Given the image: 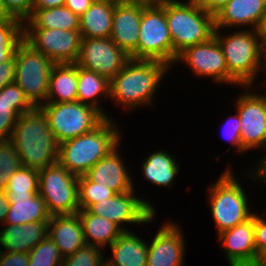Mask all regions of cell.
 Instances as JSON below:
<instances>
[{"mask_svg":"<svg viewBox=\"0 0 266 266\" xmlns=\"http://www.w3.org/2000/svg\"><path fill=\"white\" fill-rule=\"evenodd\" d=\"M171 68L161 61L131 58L109 81V99L128 111L150 106L160 82Z\"/></svg>","mask_w":266,"mask_h":266,"instance_id":"obj_1","label":"cell"},{"mask_svg":"<svg viewBox=\"0 0 266 266\" xmlns=\"http://www.w3.org/2000/svg\"><path fill=\"white\" fill-rule=\"evenodd\" d=\"M10 141L24 167L40 170L58 161L59 143L40 107L19 115Z\"/></svg>","mask_w":266,"mask_h":266,"instance_id":"obj_2","label":"cell"},{"mask_svg":"<svg viewBox=\"0 0 266 266\" xmlns=\"http://www.w3.org/2000/svg\"><path fill=\"white\" fill-rule=\"evenodd\" d=\"M114 118H106L93 131L63 141L58 146V163L76 176L85 175L98 161L120 145Z\"/></svg>","mask_w":266,"mask_h":266,"instance_id":"obj_3","label":"cell"},{"mask_svg":"<svg viewBox=\"0 0 266 266\" xmlns=\"http://www.w3.org/2000/svg\"><path fill=\"white\" fill-rule=\"evenodd\" d=\"M165 17L173 44V64L185 48L207 42L214 36L215 16L196 0H168Z\"/></svg>","mask_w":266,"mask_h":266,"instance_id":"obj_4","label":"cell"},{"mask_svg":"<svg viewBox=\"0 0 266 266\" xmlns=\"http://www.w3.org/2000/svg\"><path fill=\"white\" fill-rule=\"evenodd\" d=\"M214 37L222 48L229 72V84L255 86L262 68L263 46L255 29H244L222 36L215 28Z\"/></svg>","mask_w":266,"mask_h":266,"instance_id":"obj_5","label":"cell"},{"mask_svg":"<svg viewBox=\"0 0 266 266\" xmlns=\"http://www.w3.org/2000/svg\"><path fill=\"white\" fill-rule=\"evenodd\" d=\"M233 173L231 168H227L207 189L210 213L217 234L243 223L254 214L250 212L248 196L242 184Z\"/></svg>","mask_w":266,"mask_h":266,"instance_id":"obj_6","label":"cell"},{"mask_svg":"<svg viewBox=\"0 0 266 266\" xmlns=\"http://www.w3.org/2000/svg\"><path fill=\"white\" fill-rule=\"evenodd\" d=\"M14 60L15 83L34 107H41L46 103L50 73L55 63L24 39L16 47Z\"/></svg>","mask_w":266,"mask_h":266,"instance_id":"obj_7","label":"cell"},{"mask_svg":"<svg viewBox=\"0 0 266 266\" xmlns=\"http://www.w3.org/2000/svg\"><path fill=\"white\" fill-rule=\"evenodd\" d=\"M46 114L56 141L76 138L93 131L106 117L93 106L74 102H46L40 107Z\"/></svg>","mask_w":266,"mask_h":266,"instance_id":"obj_8","label":"cell"},{"mask_svg":"<svg viewBox=\"0 0 266 266\" xmlns=\"http://www.w3.org/2000/svg\"><path fill=\"white\" fill-rule=\"evenodd\" d=\"M136 59L173 64V44L165 17V3L146 5L142 10Z\"/></svg>","mask_w":266,"mask_h":266,"instance_id":"obj_9","label":"cell"},{"mask_svg":"<svg viewBox=\"0 0 266 266\" xmlns=\"http://www.w3.org/2000/svg\"><path fill=\"white\" fill-rule=\"evenodd\" d=\"M39 194L48 213L75 214L79 209L78 179L58 162L38 170Z\"/></svg>","mask_w":266,"mask_h":266,"instance_id":"obj_10","label":"cell"},{"mask_svg":"<svg viewBox=\"0 0 266 266\" xmlns=\"http://www.w3.org/2000/svg\"><path fill=\"white\" fill-rule=\"evenodd\" d=\"M237 98L235 110L240 118V139L242 148L247 152L258 148L265 152L262 159L254 167L262 168L266 164V93L250 92L251 86ZM263 149L265 151H263Z\"/></svg>","mask_w":266,"mask_h":266,"instance_id":"obj_11","label":"cell"},{"mask_svg":"<svg viewBox=\"0 0 266 266\" xmlns=\"http://www.w3.org/2000/svg\"><path fill=\"white\" fill-rule=\"evenodd\" d=\"M134 192L136 191L131 190L115 194L109 199L92 204L87 210L91 214L114 222L123 231H127L123 226L124 223L129 225L151 223L157 215L154 204L135 196Z\"/></svg>","mask_w":266,"mask_h":266,"instance_id":"obj_12","label":"cell"},{"mask_svg":"<svg viewBox=\"0 0 266 266\" xmlns=\"http://www.w3.org/2000/svg\"><path fill=\"white\" fill-rule=\"evenodd\" d=\"M23 39L55 64L76 63L82 36L80 31L23 28Z\"/></svg>","mask_w":266,"mask_h":266,"instance_id":"obj_13","label":"cell"},{"mask_svg":"<svg viewBox=\"0 0 266 266\" xmlns=\"http://www.w3.org/2000/svg\"><path fill=\"white\" fill-rule=\"evenodd\" d=\"M131 57L108 38L82 37L76 65L94 71L109 81L126 65Z\"/></svg>","mask_w":266,"mask_h":266,"instance_id":"obj_14","label":"cell"},{"mask_svg":"<svg viewBox=\"0 0 266 266\" xmlns=\"http://www.w3.org/2000/svg\"><path fill=\"white\" fill-rule=\"evenodd\" d=\"M175 62H184L196 76L212 78L218 84H229L226 60L214 36L207 42L185 48Z\"/></svg>","mask_w":266,"mask_h":266,"instance_id":"obj_15","label":"cell"},{"mask_svg":"<svg viewBox=\"0 0 266 266\" xmlns=\"http://www.w3.org/2000/svg\"><path fill=\"white\" fill-rule=\"evenodd\" d=\"M147 4L124 1L115 4L110 39L136 59L142 10Z\"/></svg>","mask_w":266,"mask_h":266,"instance_id":"obj_16","label":"cell"},{"mask_svg":"<svg viewBox=\"0 0 266 266\" xmlns=\"http://www.w3.org/2000/svg\"><path fill=\"white\" fill-rule=\"evenodd\" d=\"M148 244L146 266H183L185 240L179 225L166 222Z\"/></svg>","mask_w":266,"mask_h":266,"instance_id":"obj_17","label":"cell"},{"mask_svg":"<svg viewBox=\"0 0 266 266\" xmlns=\"http://www.w3.org/2000/svg\"><path fill=\"white\" fill-rule=\"evenodd\" d=\"M229 265L256 264L258 254L254 238V214L233 228L218 234Z\"/></svg>","mask_w":266,"mask_h":266,"instance_id":"obj_18","label":"cell"},{"mask_svg":"<svg viewBox=\"0 0 266 266\" xmlns=\"http://www.w3.org/2000/svg\"><path fill=\"white\" fill-rule=\"evenodd\" d=\"M118 146L91 167L85 176L92 182L107 186L116 194L135 190L127 165L121 158ZM126 167V168H125ZM134 188V189H133Z\"/></svg>","mask_w":266,"mask_h":266,"instance_id":"obj_19","label":"cell"},{"mask_svg":"<svg viewBox=\"0 0 266 266\" xmlns=\"http://www.w3.org/2000/svg\"><path fill=\"white\" fill-rule=\"evenodd\" d=\"M266 0H230L215 16V28L241 27L256 29L263 12ZM241 26V27H240Z\"/></svg>","mask_w":266,"mask_h":266,"instance_id":"obj_20","label":"cell"},{"mask_svg":"<svg viewBox=\"0 0 266 266\" xmlns=\"http://www.w3.org/2000/svg\"><path fill=\"white\" fill-rule=\"evenodd\" d=\"M47 236L59 248L63 258L74 254L85 244L78 213L51 216Z\"/></svg>","mask_w":266,"mask_h":266,"instance_id":"obj_21","label":"cell"},{"mask_svg":"<svg viewBox=\"0 0 266 266\" xmlns=\"http://www.w3.org/2000/svg\"><path fill=\"white\" fill-rule=\"evenodd\" d=\"M49 221L25 223L23 225L3 224L0 230V245L4 252L29 253L48 234Z\"/></svg>","mask_w":266,"mask_h":266,"instance_id":"obj_22","label":"cell"},{"mask_svg":"<svg viewBox=\"0 0 266 266\" xmlns=\"http://www.w3.org/2000/svg\"><path fill=\"white\" fill-rule=\"evenodd\" d=\"M35 107L14 82L0 90V141L10 140L17 118Z\"/></svg>","mask_w":266,"mask_h":266,"instance_id":"obj_23","label":"cell"},{"mask_svg":"<svg viewBox=\"0 0 266 266\" xmlns=\"http://www.w3.org/2000/svg\"><path fill=\"white\" fill-rule=\"evenodd\" d=\"M129 229L109 246L112 255L105 262L109 266H146L147 263V242Z\"/></svg>","mask_w":266,"mask_h":266,"instance_id":"obj_24","label":"cell"},{"mask_svg":"<svg viewBox=\"0 0 266 266\" xmlns=\"http://www.w3.org/2000/svg\"><path fill=\"white\" fill-rule=\"evenodd\" d=\"M115 4L110 1L94 0L80 16L81 36L87 38L110 37Z\"/></svg>","mask_w":266,"mask_h":266,"instance_id":"obj_25","label":"cell"},{"mask_svg":"<svg viewBox=\"0 0 266 266\" xmlns=\"http://www.w3.org/2000/svg\"><path fill=\"white\" fill-rule=\"evenodd\" d=\"M77 101V65L55 64L51 70L46 102Z\"/></svg>","mask_w":266,"mask_h":266,"instance_id":"obj_26","label":"cell"},{"mask_svg":"<svg viewBox=\"0 0 266 266\" xmlns=\"http://www.w3.org/2000/svg\"><path fill=\"white\" fill-rule=\"evenodd\" d=\"M9 210L4 224L23 225L38 221H49L51 215L48 213L45 201L39 193L27 197H7Z\"/></svg>","mask_w":266,"mask_h":266,"instance_id":"obj_27","label":"cell"},{"mask_svg":"<svg viewBox=\"0 0 266 266\" xmlns=\"http://www.w3.org/2000/svg\"><path fill=\"white\" fill-rule=\"evenodd\" d=\"M23 28H48L80 31V17L65 6L32 9Z\"/></svg>","mask_w":266,"mask_h":266,"instance_id":"obj_28","label":"cell"},{"mask_svg":"<svg viewBox=\"0 0 266 266\" xmlns=\"http://www.w3.org/2000/svg\"><path fill=\"white\" fill-rule=\"evenodd\" d=\"M85 243L96 245L102 249L110 246L116 240L123 230L114 222L91 214L88 210H79L78 212Z\"/></svg>","mask_w":266,"mask_h":266,"instance_id":"obj_29","label":"cell"},{"mask_svg":"<svg viewBox=\"0 0 266 266\" xmlns=\"http://www.w3.org/2000/svg\"><path fill=\"white\" fill-rule=\"evenodd\" d=\"M146 157L141 165L144 179L155 186L172 187L180 169L177 159L164 150L154 151Z\"/></svg>","mask_w":266,"mask_h":266,"instance_id":"obj_30","label":"cell"},{"mask_svg":"<svg viewBox=\"0 0 266 266\" xmlns=\"http://www.w3.org/2000/svg\"><path fill=\"white\" fill-rule=\"evenodd\" d=\"M109 98V80L94 72L77 66V101L93 106L109 118L101 106V97Z\"/></svg>","mask_w":266,"mask_h":266,"instance_id":"obj_31","label":"cell"},{"mask_svg":"<svg viewBox=\"0 0 266 266\" xmlns=\"http://www.w3.org/2000/svg\"><path fill=\"white\" fill-rule=\"evenodd\" d=\"M39 172L37 169L21 166L9 177L5 193L7 197L35 196L39 193Z\"/></svg>","mask_w":266,"mask_h":266,"instance_id":"obj_32","label":"cell"},{"mask_svg":"<svg viewBox=\"0 0 266 266\" xmlns=\"http://www.w3.org/2000/svg\"><path fill=\"white\" fill-rule=\"evenodd\" d=\"M23 39V22L17 18L0 21V63L9 61Z\"/></svg>","mask_w":266,"mask_h":266,"instance_id":"obj_33","label":"cell"},{"mask_svg":"<svg viewBox=\"0 0 266 266\" xmlns=\"http://www.w3.org/2000/svg\"><path fill=\"white\" fill-rule=\"evenodd\" d=\"M116 193L107 186L90 181L85 175L79 176V209L87 210L92 204L114 196Z\"/></svg>","mask_w":266,"mask_h":266,"instance_id":"obj_34","label":"cell"},{"mask_svg":"<svg viewBox=\"0 0 266 266\" xmlns=\"http://www.w3.org/2000/svg\"><path fill=\"white\" fill-rule=\"evenodd\" d=\"M28 266H62L63 257L59 248L47 236L28 253Z\"/></svg>","mask_w":266,"mask_h":266,"instance_id":"obj_35","label":"cell"},{"mask_svg":"<svg viewBox=\"0 0 266 266\" xmlns=\"http://www.w3.org/2000/svg\"><path fill=\"white\" fill-rule=\"evenodd\" d=\"M21 166L13 143L10 140L0 141V190L5 191L9 177Z\"/></svg>","mask_w":266,"mask_h":266,"instance_id":"obj_36","label":"cell"},{"mask_svg":"<svg viewBox=\"0 0 266 266\" xmlns=\"http://www.w3.org/2000/svg\"><path fill=\"white\" fill-rule=\"evenodd\" d=\"M102 251L96 245L85 243L74 254L64 257L62 266H102L105 262Z\"/></svg>","mask_w":266,"mask_h":266,"instance_id":"obj_37","label":"cell"},{"mask_svg":"<svg viewBox=\"0 0 266 266\" xmlns=\"http://www.w3.org/2000/svg\"><path fill=\"white\" fill-rule=\"evenodd\" d=\"M240 118L238 113L234 116H230L226 123L224 124V137H226L229 142H231L232 146L235 147L236 151L241 153L246 152L242 148L241 139H240ZM223 133V132H222ZM224 139V138H223Z\"/></svg>","mask_w":266,"mask_h":266,"instance_id":"obj_38","label":"cell"},{"mask_svg":"<svg viewBox=\"0 0 266 266\" xmlns=\"http://www.w3.org/2000/svg\"><path fill=\"white\" fill-rule=\"evenodd\" d=\"M7 12L24 22L31 14L33 0H2Z\"/></svg>","mask_w":266,"mask_h":266,"instance_id":"obj_39","label":"cell"},{"mask_svg":"<svg viewBox=\"0 0 266 266\" xmlns=\"http://www.w3.org/2000/svg\"><path fill=\"white\" fill-rule=\"evenodd\" d=\"M254 213V238L258 256L266 250V219Z\"/></svg>","mask_w":266,"mask_h":266,"instance_id":"obj_40","label":"cell"},{"mask_svg":"<svg viewBox=\"0 0 266 266\" xmlns=\"http://www.w3.org/2000/svg\"><path fill=\"white\" fill-rule=\"evenodd\" d=\"M28 253H9L1 249L0 266H28Z\"/></svg>","mask_w":266,"mask_h":266,"instance_id":"obj_41","label":"cell"},{"mask_svg":"<svg viewBox=\"0 0 266 266\" xmlns=\"http://www.w3.org/2000/svg\"><path fill=\"white\" fill-rule=\"evenodd\" d=\"M16 64L14 56L7 62L0 63V90L8 84L15 82Z\"/></svg>","mask_w":266,"mask_h":266,"instance_id":"obj_42","label":"cell"},{"mask_svg":"<svg viewBox=\"0 0 266 266\" xmlns=\"http://www.w3.org/2000/svg\"><path fill=\"white\" fill-rule=\"evenodd\" d=\"M230 0H196V2L208 13L216 16V14L229 2Z\"/></svg>","mask_w":266,"mask_h":266,"instance_id":"obj_43","label":"cell"},{"mask_svg":"<svg viewBox=\"0 0 266 266\" xmlns=\"http://www.w3.org/2000/svg\"><path fill=\"white\" fill-rule=\"evenodd\" d=\"M93 2L94 0H66L64 6L80 17Z\"/></svg>","mask_w":266,"mask_h":266,"instance_id":"obj_44","label":"cell"},{"mask_svg":"<svg viewBox=\"0 0 266 266\" xmlns=\"http://www.w3.org/2000/svg\"><path fill=\"white\" fill-rule=\"evenodd\" d=\"M66 0H33L32 9H46L64 6Z\"/></svg>","mask_w":266,"mask_h":266,"instance_id":"obj_45","label":"cell"},{"mask_svg":"<svg viewBox=\"0 0 266 266\" xmlns=\"http://www.w3.org/2000/svg\"><path fill=\"white\" fill-rule=\"evenodd\" d=\"M256 33L261 41L263 47L266 46V9L263 12L257 28Z\"/></svg>","mask_w":266,"mask_h":266,"instance_id":"obj_46","label":"cell"},{"mask_svg":"<svg viewBox=\"0 0 266 266\" xmlns=\"http://www.w3.org/2000/svg\"><path fill=\"white\" fill-rule=\"evenodd\" d=\"M9 210V202L5 191L0 190V223L4 224L7 212Z\"/></svg>","mask_w":266,"mask_h":266,"instance_id":"obj_47","label":"cell"},{"mask_svg":"<svg viewBox=\"0 0 266 266\" xmlns=\"http://www.w3.org/2000/svg\"><path fill=\"white\" fill-rule=\"evenodd\" d=\"M250 171V172H249ZM245 172H246V176H248L249 174L251 175V173H252V175H251V177H253L252 179V181H253V183H255L254 181L256 180V181H258V180H260L261 182H263V183H266V174L263 172V169L262 168H260V169H256V168H254V172H253V170L251 171V169L250 170H245ZM255 176H254V175Z\"/></svg>","mask_w":266,"mask_h":266,"instance_id":"obj_48","label":"cell"},{"mask_svg":"<svg viewBox=\"0 0 266 266\" xmlns=\"http://www.w3.org/2000/svg\"><path fill=\"white\" fill-rule=\"evenodd\" d=\"M9 18H14L12 17L6 10V8L4 7V4L2 2V0H0V21L1 20H6Z\"/></svg>","mask_w":266,"mask_h":266,"instance_id":"obj_49","label":"cell"},{"mask_svg":"<svg viewBox=\"0 0 266 266\" xmlns=\"http://www.w3.org/2000/svg\"><path fill=\"white\" fill-rule=\"evenodd\" d=\"M130 1L151 5V4H163L167 2L168 0H130Z\"/></svg>","mask_w":266,"mask_h":266,"instance_id":"obj_50","label":"cell"},{"mask_svg":"<svg viewBox=\"0 0 266 266\" xmlns=\"http://www.w3.org/2000/svg\"><path fill=\"white\" fill-rule=\"evenodd\" d=\"M256 264H257L258 266H266V250L263 251V252L259 255Z\"/></svg>","mask_w":266,"mask_h":266,"instance_id":"obj_51","label":"cell"},{"mask_svg":"<svg viewBox=\"0 0 266 266\" xmlns=\"http://www.w3.org/2000/svg\"><path fill=\"white\" fill-rule=\"evenodd\" d=\"M262 59L265 62L264 61L262 62V64H264V65L262 66V69L261 70H263L264 71V74H266V46L263 47V57H262Z\"/></svg>","mask_w":266,"mask_h":266,"instance_id":"obj_52","label":"cell"},{"mask_svg":"<svg viewBox=\"0 0 266 266\" xmlns=\"http://www.w3.org/2000/svg\"><path fill=\"white\" fill-rule=\"evenodd\" d=\"M102 1H110V2H113V3H121V2H124V1H127V0H102Z\"/></svg>","mask_w":266,"mask_h":266,"instance_id":"obj_53","label":"cell"},{"mask_svg":"<svg viewBox=\"0 0 266 266\" xmlns=\"http://www.w3.org/2000/svg\"><path fill=\"white\" fill-rule=\"evenodd\" d=\"M230 266H258L257 264L230 265Z\"/></svg>","mask_w":266,"mask_h":266,"instance_id":"obj_54","label":"cell"},{"mask_svg":"<svg viewBox=\"0 0 266 266\" xmlns=\"http://www.w3.org/2000/svg\"><path fill=\"white\" fill-rule=\"evenodd\" d=\"M263 172L266 174V164L262 167Z\"/></svg>","mask_w":266,"mask_h":266,"instance_id":"obj_55","label":"cell"},{"mask_svg":"<svg viewBox=\"0 0 266 266\" xmlns=\"http://www.w3.org/2000/svg\"><path fill=\"white\" fill-rule=\"evenodd\" d=\"M102 266H109V265L106 262H104Z\"/></svg>","mask_w":266,"mask_h":266,"instance_id":"obj_56","label":"cell"}]
</instances>
